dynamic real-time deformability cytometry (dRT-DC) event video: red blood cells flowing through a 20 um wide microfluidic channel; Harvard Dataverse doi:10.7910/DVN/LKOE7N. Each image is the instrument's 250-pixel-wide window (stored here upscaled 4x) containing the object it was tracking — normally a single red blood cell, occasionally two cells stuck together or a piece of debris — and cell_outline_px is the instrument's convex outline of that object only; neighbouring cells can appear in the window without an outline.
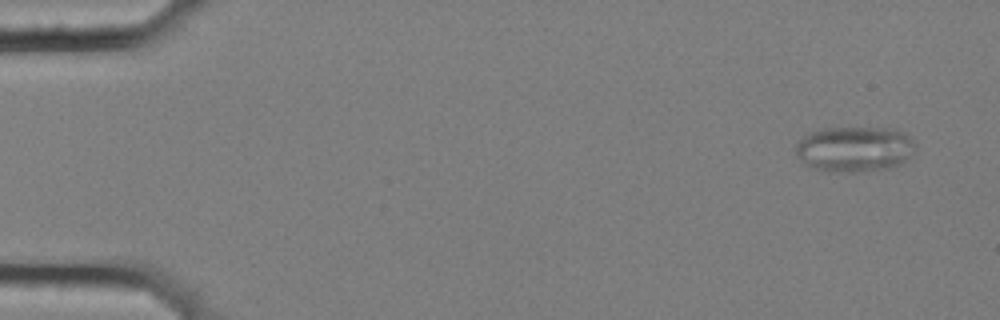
{"species": "common noctule bat (a hibernating species)", "species_latin": "Nyctalus noctula", "temperature_condition": "cold", "stored_images_in_passage": 58, "camera_frame_rate_fps": 3000, "um_per_image_px": 0.085, "animal": {"sex": "female", "body_mass_g": 25.1}, "frame": {"image": 1, "passage_image": 4, "time_ms": 1.0, "image_size_px": [1000, 320], "cell_outline_px": [[916, 148], [900, 164], [888, 168], [856, 172], [828, 172], [808, 168], [796, 156], [796, 144], [804, 136], [812, 132], [824, 128], [896, 128], [904, 132], [916, 144]], "centroid_in_image_um": [72.6, 12.68], "position_along_channel_um": 12.4, "area_um2": 31.96}}
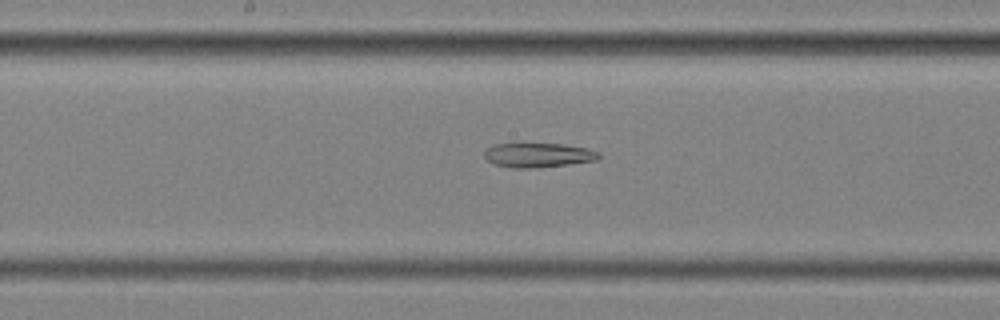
{"frame": {"image": 2, "passage_image": 31, "time_ms": 10.0, "image_size_px": [1000, 320], "cell_outline_px": [[600, 156], [596, 160], [568, 164], [532, 168], [512, 168], [496, 164], [488, 160], [484, 156], [484, 152], [488, 148], [496, 144], [564, 144], [588, 148], [600, 152]], "centroid_in_image_um": [45.78, 13.18], "position_along_channel_um": 202.4, "area_um2": 16.07}}
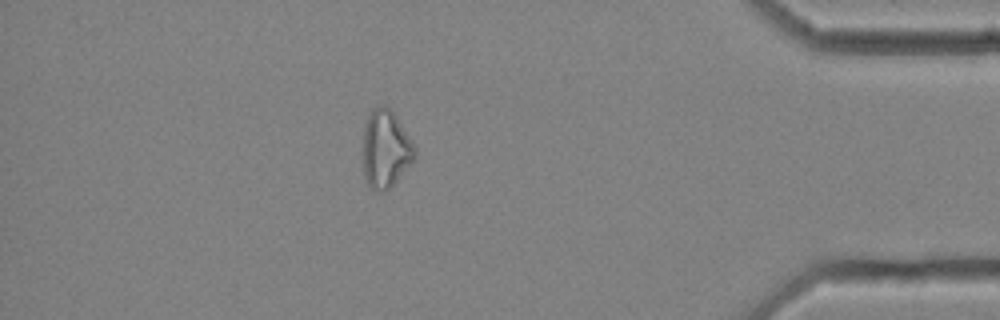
{"frame": {"image": 3, "passage_image": 51, "time_ms": 16.667, "image_size_px": [1000, 320], "cell_outline_px": [[416, 160], [384, 192], [380, 192], [372, 188], [364, 180], [364, 124], [372, 108], [376, 104], [384, 104], [396, 116], [412, 140], [416, 148]], "centroid_in_image_um": [32.79, 12.64], "position_along_channel_um": 402.4, "area_um2": 23.58}}